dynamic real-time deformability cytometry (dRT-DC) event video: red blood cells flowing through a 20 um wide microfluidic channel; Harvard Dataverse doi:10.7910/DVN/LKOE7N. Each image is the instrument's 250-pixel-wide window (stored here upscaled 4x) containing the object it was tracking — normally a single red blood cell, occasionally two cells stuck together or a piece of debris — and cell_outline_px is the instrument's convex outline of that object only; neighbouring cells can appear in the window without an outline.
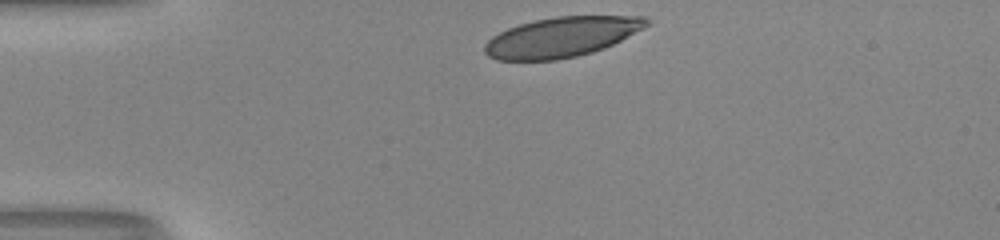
{"species": "human", "species_latin": "Homo sapiens", "temperature_condition": "room temperature", "stored_images_in_passage": 31, "camera_frame_rate_fps": 3000, "um_per_image_px": 0.085, "donor": {"sex": "male"}, "frame": {"image": 1, "passage_image": 1, "time_ms": 0.0, "image_size_px": [1000, 240], "cell_outline_px": [[652, 24], [604, 48], [592, 52], [576, 56], [556, 60], [496, 60], [488, 56], [484, 52], [484, 44], [492, 36], [508, 28], [520, 24], [536, 20], [556, 16], [644, 16], [652, 20]], "centroid_in_image_um": [47.75, 3.14], "position_along_channel_um": 37.3, "area_um2": 37.74}}
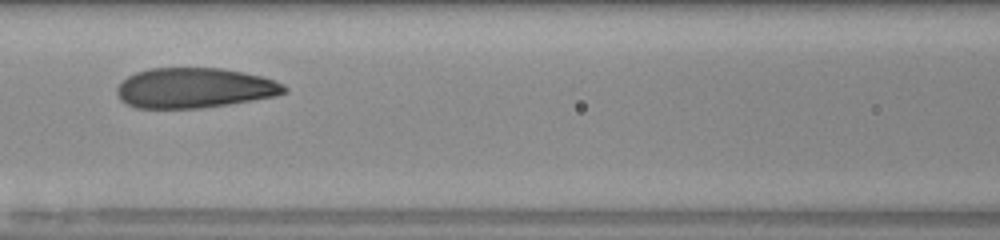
{"frame": {"image": 2, "passage_image": 13, "time_ms": 4.0, "image_size_px": [1000, 240], "cell_outline_px": [[288, 92], [276, 96], [228, 104], [200, 108], [136, 108], [120, 100], [116, 92], [116, 88], [128, 76], [136, 72], [152, 68], [220, 68], [260, 76], [284, 84], [288, 88]], "centroid_in_image_um": [16.52, 7.48], "position_along_channel_um": 150.1, "area_um2": 38.96}}
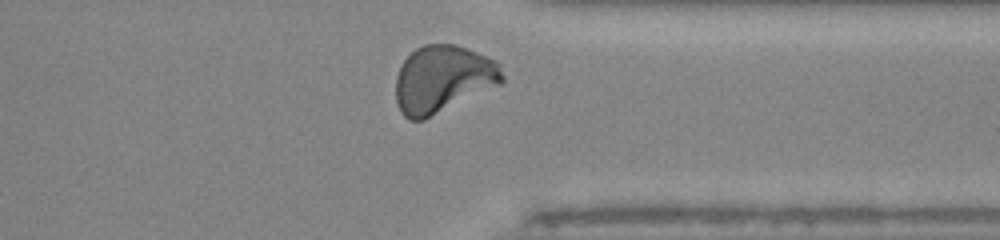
{"frame": {"image": 3, "passage_image": 30, "time_ms": 9.667, "image_size_px": [1000, 240], "cell_outline_px": [[504, 80], [500, 84], [424, 120], [408, 120], [400, 112], [396, 100], [396, 76], [400, 64], [416, 48], [424, 44], [452, 44], [476, 52], [496, 60], [500, 64], [504, 76]], "centroid_in_image_um": [37.63, 6.73], "position_along_channel_um": 373.8, "area_um2": 41.73}, "authors_computed_cell_mechanics": {"area_um2": 39.6508, "velocity_mm_per_s": 3.9877, "shape_relaxation_time_tau1_ms": 6.8475, "shape_relaxation_time_tau2_ms": null, "deformation_change_tau1": 0.2028, "deformation_change_tau2": null}}